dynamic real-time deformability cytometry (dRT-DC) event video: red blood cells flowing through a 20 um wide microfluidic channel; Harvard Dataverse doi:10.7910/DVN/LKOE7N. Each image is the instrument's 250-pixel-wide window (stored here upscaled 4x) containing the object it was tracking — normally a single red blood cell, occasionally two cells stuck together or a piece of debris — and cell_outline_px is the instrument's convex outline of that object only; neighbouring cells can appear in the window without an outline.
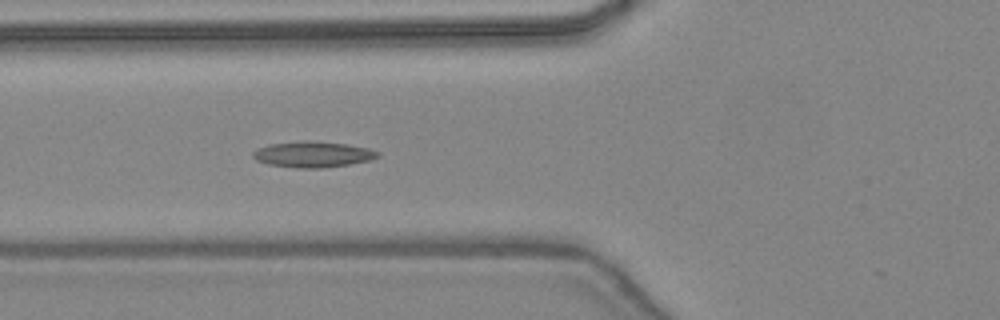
{"species": "common noctule bat (a hibernating species)", "species_latin": "Nyctalus noctula", "temperature_condition": "warm", "stored_images_in_passage": 6, "camera_frame_rate_fps": 3000, "um_per_image_px": 0.085, "animal": {"sex": "female", "body_mass_g": 24.6, "forearm_length_mm": 56.2}, "frame": {"image": 1, "passage_image": 5, "time_ms": 1.333, "image_size_px": [1000, 320], "cell_outline_px": [[380, 156], [372, 160], [324, 168], [296, 168], [268, 164], [256, 160], [252, 156], [252, 152], [256, 148], [268, 144], [304, 140], [308, 140], [348, 144], [368, 148], [380, 152]], "centroid_in_image_um": [26.58, 13.11], "position_along_channel_um": 99.2, "area_um2": 19.07}}